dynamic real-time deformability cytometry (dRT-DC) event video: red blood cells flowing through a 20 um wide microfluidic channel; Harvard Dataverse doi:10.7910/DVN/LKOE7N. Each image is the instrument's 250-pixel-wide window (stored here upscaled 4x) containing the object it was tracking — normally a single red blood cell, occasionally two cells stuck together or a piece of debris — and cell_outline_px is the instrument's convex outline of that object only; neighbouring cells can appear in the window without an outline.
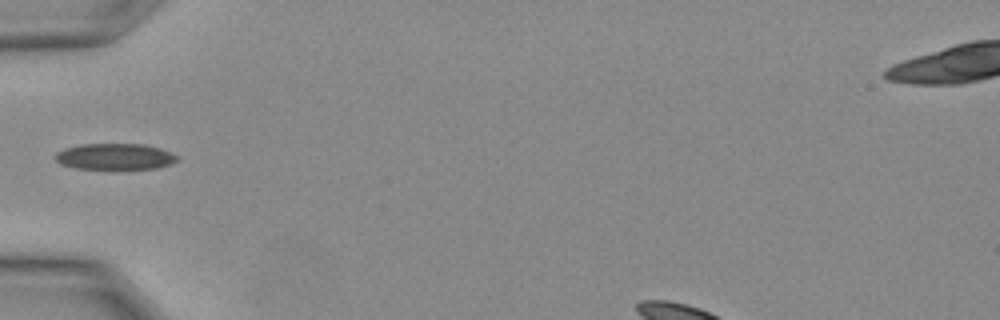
{"species": "Egyptian fruit bat (a non-hibernating species)", "species_latin": "Rousettus aegyptiacus", "temperature_condition": "warm", "stored_images_in_passage": 4, "camera_frame_rate_fps": 3000, "um_per_image_px": 0.085, "animal": {"sex": "female"}, "frame": {"image": 1, "passage_image": 3, "time_ms": 0.667, "image_size_px": [1000, 320], "cell_outline_px": [[180, 160], [156, 168], [76, 168], [60, 164], [56, 160], [56, 152], [64, 148], [80, 144], [144, 144], [160, 148], [176, 156]], "centroid_in_image_um": [9.73, 13.29], "position_along_channel_um": 75.3, "area_um2": 18.26}}